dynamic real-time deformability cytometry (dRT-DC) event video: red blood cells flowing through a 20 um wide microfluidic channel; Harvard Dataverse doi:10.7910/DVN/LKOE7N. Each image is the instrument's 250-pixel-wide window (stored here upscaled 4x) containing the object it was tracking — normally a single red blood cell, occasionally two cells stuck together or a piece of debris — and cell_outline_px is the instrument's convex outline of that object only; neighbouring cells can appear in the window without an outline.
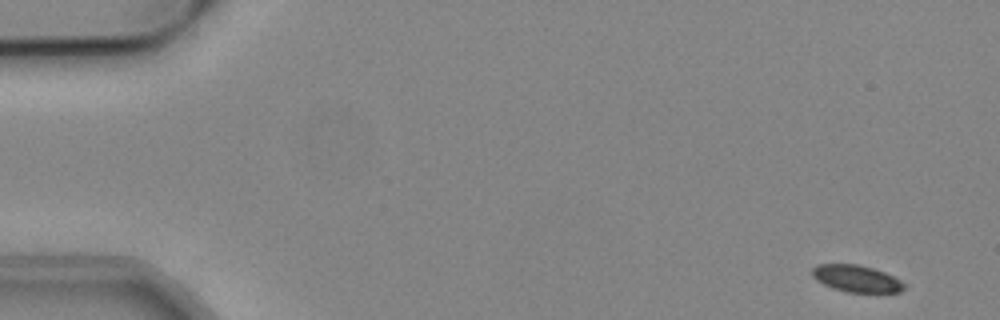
{"species": "common noctule bat (a hibernating species)", "species_latin": "Nyctalus noctula", "temperature_condition": "cold", "stored_images_in_passage": 13, "camera_frame_rate_fps": 3000, "um_per_image_px": 0.085, "animal": {"sex": "male", "body_mass_g": 19.2, "forearm_length_mm": 51.8}, "frame": {"image": 1, "passage_image": 1, "time_ms": 0.0, "image_size_px": [1000, 320], "cell_outline_px": [[908, 284], [900, 292], [848, 292], [832, 288], [816, 280], [812, 276], [812, 268], [816, 264], [856, 264], [872, 268], [884, 272]], "centroid_in_image_um": [72.79, 23.68], "position_along_channel_um": 12.2, "area_um2": 14.39}}
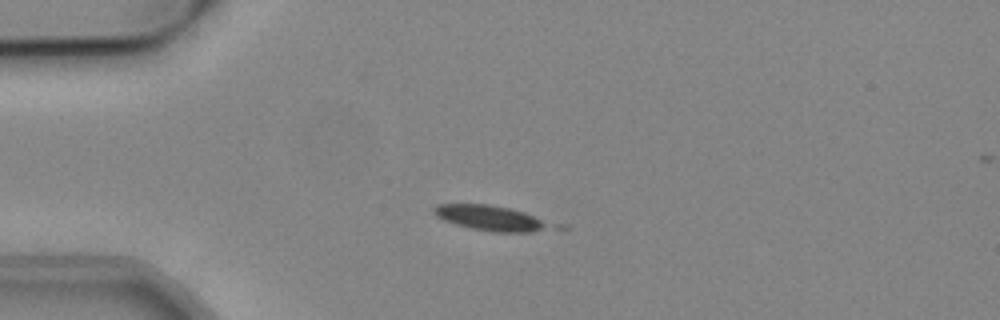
{"frame": {"image": 2, "passage_image": 12, "time_ms": 3.667, "image_size_px": [1000, 320], "cell_outline_px": [[548, 224], [532, 232], [496, 232], [468, 228], [444, 220], [436, 216], [432, 212], [432, 208], [436, 204], [488, 204], [508, 208], [524, 212]], "centroid_in_image_um": [41.47, 18.51], "position_along_channel_um": 43.5, "area_um2": 16.42}}